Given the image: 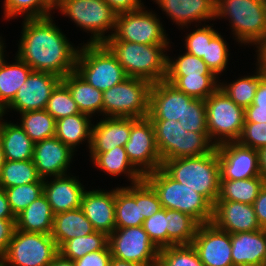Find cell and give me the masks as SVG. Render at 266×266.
<instances>
[{
  "label": "cell",
  "instance_id": "6da1fadb",
  "mask_svg": "<svg viewBox=\"0 0 266 266\" xmlns=\"http://www.w3.org/2000/svg\"><path fill=\"white\" fill-rule=\"evenodd\" d=\"M53 19V15L23 19L15 55L33 71L63 78L75 71L80 45L75 46Z\"/></svg>",
  "mask_w": 266,
  "mask_h": 266
},
{
  "label": "cell",
  "instance_id": "7a4b0ae2",
  "mask_svg": "<svg viewBox=\"0 0 266 266\" xmlns=\"http://www.w3.org/2000/svg\"><path fill=\"white\" fill-rule=\"evenodd\" d=\"M104 44L115 55L128 77L156 83L166 78L167 52L170 45H146L116 40L113 36Z\"/></svg>",
  "mask_w": 266,
  "mask_h": 266
},
{
  "label": "cell",
  "instance_id": "3957f363",
  "mask_svg": "<svg viewBox=\"0 0 266 266\" xmlns=\"http://www.w3.org/2000/svg\"><path fill=\"white\" fill-rule=\"evenodd\" d=\"M161 168L174 180L204 196L212 205L219 195L220 165L216 148L205 155L162 161Z\"/></svg>",
  "mask_w": 266,
  "mask_h": 266
},
{
  "label": "cell",
  "instance_id": "277c9868",
  "mask_svg": "<svg viewBox=\"0 0 266 266\" xmlns=\"http://www.w3.org/2000/svg\"><path fill=\"white\" fill-rule=\"evenodd\" d=\"M229 20L234 41L240 46L266 40V6L260 0H216L215 20Z\"/></svg>",
  "mask_w": 266,
  "mask_h": 266
},
{
  "label": "cell",
  "instance_id": "5b68a950",
  "mask_svg": "<svg viewBox=\"0 0 266 266\" xmlns=\"http://www.w3.org/2000/svg\"><path fill=\"white\" fill-rule=\"evenodd\" d=\"M143 179L157 193L162 208L188 214L199 224L212 221L213 205L190 187L172 179L161 167Z\"/></svg>",
  "mask_w": 266,
  "mask_h": 266
},
{
  "label": "cell",
  "instance_id": "8992f818",
  "mask_svg": "<svg viewBox=\"0 0 266 266\" xmlns=\"http://www.w3.org/2000/svg\"><path fill=\"white\" fill-rule=\"evenodd\" d=\"M57 9L76 27L91 33L86 44L104 43L114 33L117 14L105 0H61Z\"/></svg>",
  "mask_w": 266,
  "mask_h": 266
},
{
  "label": "cell",
  "instance_id": "52a82bcc",
  "mask_svg": "<svg viewBox=\"0 0 266 266\" xmlns=\"http://www.w3.org/2000/svg\"><path fill=\"white\" fill-rule=\"evenodd\" d=\"M75 72L94 88L104 92L128 78L115 55L104 44L81 43Z\"/></svg>",
  "mask_w": 266,
  "mask_h": 266
},
{
  "label": "cell",
  "instance_id": "ba28073f",
  "mask_svg": "<svg viewBox=\"0 0 266 266\" xmlns=\"http://www.w3.org/2000/svg\"><path fill=\"white\" fill-rule=\"evenodd\" d=\"M151 121L162 161L201 156L212 152L216 148L208 133L185 131L180 122L175 120Z\"/></svg>",
  "mask_w": 266,
  "mask_h": 266
},
{
  "label": "cell",
  "instance_id": "9c48e42d",
  "mask_svg": "<svg viewBox=\"0 0 266 266\" xmlns=\"http://www.w3.org/2000/svg\"><path fill=\"white\" fill-rule=\"evenodd\" d=\"M151 86L148 80L128 77L104 91L102 117H148Z\"/></svg>",
  "mask_w": 266,
  "mask_h": 266
},
{
  "label": "cell",
  "instance_id": "30bf717a",
  "mask_svg": "<svg viewBox=\"0 0 266 266\" xmlns=\"http://www.w3.org/2000/svg\"><path fill=\"white\" fill-rule=\"evenodd\" d=\"M204 101L210 140L215 145L237 141L245 123V109L231 100L220 88Z\"/></svg>",
  "mask_w": 266,
  "mask_h": 266
},
{
  "label": "cell",
  "instance_id": "8fae6325",
  "mask_svg": "<svg viewBox=\"0 0 266 266\" xmlns=\"http://www.w3.org/2000/svg\"><path fill=\"white\" fill-rule=\"evenodd\" d=\"M146 7L118 14L112 36L116 40L146 45H170L172 42L159 15Z\"/></svg>",
  "mask_w": 266,
  "mask_h": 266
},
{
  "label": "cell",
  "instance_id": "7c38bea8",
  "mask_svg": "<svg viewBox=\"0 0 266 266\" xmlns=\"http://www.w3.org/2000/svg\"><path fill=\"white\" fill-rule=\"evenodd\" d=\"M58 253L51 234L15 229L6 253L0 260L6 266H47Z\"/></svg>",
  "mask_w": 266,
  "mask_h": 266
},
{
  "label": "cell",
  "instance_id": "4fadbf2b",
  "mask_svg": "<svg viewBox=\"0 0 266 266\" xmlns=\"http://www.w3.org/2000/svg\"><path fill=\"white\" fill-rule=\"evenodd\" d=\"M112 257L142 266H157L159 249L142 226L116 228L108 236Z\"/></svg>",
  "mask_w": 266,
  "mask_h": 266
},
{
  "label": "cell",
  "instance_id": "5bb4252c",
  "mask_svg": "<svg viewBox=\"0 0 266 266\" xmlns=\"http://www.w3.org/2000/svg\"><path fill=\"white\" fill-rule=\"evenodd\" d=\"M124 147L131 164L143 176L162 166L153 123L148 117L138 119L132 125L129 140Z\"/></svg>",
  "mask_w": 266,
  "mask_h": 266
},
{
  "label": "cell",
  "instance_id": "9a60e30c",
  "mask_svg": "<svg viewBox=\"0 0 266 266\" xmlns=\"http://www.w3.org/2000/svg\"><path fill=\"white\" fill-rule=\"evenodd\" d=\"M220 180H242L260 176L258 150L238 141L216 145Z\"/></svg>",
  "mask_w": 266,
  "mask_h": 266
},
{
  "label": "cell",
  "instance_id": "2e32d148",
  "mask_svg": "<svg viewBox=\"0 0 266 266\" xmlns=\"http://www.w3.org/2000/svg\"><path fill=\"white\" fill-rule=\"evenodd\" d=\"M61 80L52 73L32 70L14 99L5 107V113L10 110L20 114L45 109L51 93Z\"/></svg>",
  "mask_w": 266,
  "mask_h": 266
},
{
  "label": "cell",
  "instance_id": "e0dca14e",
  "mask_svg": "<svg viewBox=\"0 0 266 266\" xmlns=\"http://www.w3.org/2000/svg\"><path fill=\"white\" fill-rule=\"evenodd\" d=\"M191 245L204 266H233L231 234L212 222L199 225Z\"/></svg>",
  "mask_w": 266,
  "mask_h": 266
},
{
  "label": "cell",
  "instance_id": "ac0fdd59",
  "mask_svg": "<svg viewBox=\"0 0 266 266\" xmlns=\"http://www.w3.org/2000/svg\"><path fill=\"white\" fill-rule=\"evenodd\" d=\"M75 153L55 136L36 142L33 162L38 175L46 179L69 174Z\"/></svg>",
  "mask_w": 266,
  "mask_h": 266
},
{
  "label": "cell",
  "instance_id": "d6986e66",
  "mask_svg": "<svg viewBox=\"0 0 266 266\" xmlns=\"http://www.w3.org/2000/svg\"><path fill=\"white\" fill-rule=\"evenodd\" d=\"M173 24L183 30L216 18V0H152ZM208 20V21H207ZM203 22V23H201ZM198 23V24H197ZM200 23V24H199Z\"/></svg>",
  "mask_w": 266,
  "mask_h": 266
},
{
  "label": "cell",
  "instance_id": "ffe728a7",
  "mask_svg": "<svg viewBox=\"0 0 266 266\" xmlns=\"http://www.w3.org/2000/svg\"><path fill=\"white\" fill-rule=\"evenodd\" d=\"M192 99L166 80L152 83L148 118L179 121Z\"/></svg>",
  "mask_w": 266,
  "mask_h": 266
},
{
  "label": "cell",
  "instance_id": "44dd1931",
  "mask_svg": "<svg viewBox=\"0 0 266 266\" xmlns=\"http://www.w3.org/2000/svg\"><path fill=\"white\" fill-rule=\"evenodd\" d=\"M83 213L91 222L97 232L109 236L115 229V188L104 190V188L84 191L81 206Z\"/></svg>",
  "mask_w": 266,
  "mask_h": 266
},
{
  "label": "cell",
  "instance_id": "7402d4cb",
  "mask_svg": "<svg viewBox=\"0 0 266 266\" xmlns=\"http://www.w3.org/2000/svg\"><path fill=\"white\" fill-rule=\"evenodd\" d=\"M211 222L230 234L262 229L253 205L235 201H215Z\"/></svg>",
  "mask_w": 266,
  "mask_h": 266
},
{
  "label": "cell",
  "instance_id": "603a6c76",
  "mask_svg": "<svg viewBox=\"0 0 266 266\" xmlns=\"http://www.w3.org/2000/svg\"><path fill=\"white\" fill-rule=\"evenodd\" d=\"M85 190L79 177L71 173L44 179V195L54 214L80 208Z\"/></svg>",
  "mask_w": 266,
  "mask_h": 266
},
{
  "label": "cell",
  "instance_id": "cb8c5ba5",
  "mask_svg": "<svg viewBox=\"0 0 266 266\" xmlns=\"http://www.w3.org/2000/svg\"><path fill=\"white\" fill-rule=\"evenodd\" d=\"M137 120V118L120 117L99 118L96 124L93 122L88 152H107L117 146L124 147L129 140L131 127Z\"/></svg>",
  "mask_w": 266,
  "mask_h": 266
},
{
  "label": "cell",
  "instance_id": "d4e9b609",
  "mask_svg": "<svg viewBox=\"0 0 266 266\" xmlns=\"http://www.w3.org/2000/svg\"><path fill=\"white\" fill-rule=\"evenodd\" d=\"M233 266H265L266 229L231 234Z\"/></svg>",
  "mask_w": 266,
  "mask_h": 266
},
{
  "label": "cell",
  "instance_id": "484cf974",
  "mask_svg": "<svg viewBox=\"0 0 266 266\" xmlns=\"http://www.w3.org/2000/svg\"><path fill=\"white\" fill-rule=\"evenodd\" d=\"M144 220L140 210V182L115 187L116 228L142 226Z\"/></svg>",
  "mask_w": 266,
  "mask_h": 266
},
{
  "label": "cell",
  "instance_id": "4316f807",
  "mask_svg": "<svg viewBox=\"0 0 266 266\" xmlns=\"http://www.w3.org/2000/svg\"><path fill=\"white\" fill-rule=\"evenodd\" d=\"M90 160L94 166L109 176L128 177L129 185L136 184L143 180L144 176L131 164L125 147H119L107 152H89Z\"/></svg>",
  "mask_w": 266,
  "mask_h": 266
},
{
  "label": "cell",
  "instance_id": "83f0119b",
  "mask_svg": "<svg viewBox=\"0 0 266 266\" xmlns=\"http://www.w3.org/2000/svg\"><path fill=\"white\" fill-rule=\"evenodd\" d=\"M16 122L4 119L0 125V143L9 161L33 160L35 143Z\"/></svg>",
  "mask_w": 266,
  "mask_h": 266
},
{
  "label": "cell",
  "instance_id": "f1b7e54d",
  "mask_svg": "<svg viewBox=\"0 0 266 266\" xmlns=\"http://www.w3.org/2000/svg\"><path fill=\"white\" fill-rule=\"evenodd\" d=\"M61 82L68 88L80 113L90 117L102 116L103 92L87 83L75 71L68 73Z\"/></svg>",
  "mask_w": 266,
  "mask_h": 266
},
{
  "label": "cell",
  "instance_id": "f546056e",
  "mask_svg": "<svg viewBox=\"0 0 266 266\" xmlns=\"http://www.w3.org/2000/svg\"><path fill=\"white\" fill-rule=\"evenodd\" d=\"M93 119L95 118L79 113L56 120L55 137L74 152L84 142H87L86 146L90 149Z\"/></svg>",
  "mask_w": 266,
  "mask_h": 266
},
{
  "label": "cell",
  "instance_id": "4dcf8cb0",
  "mask_svg": "<svg viewBox=\"0 0 266 266\" xmlns=\"http://www.w3.org/2000/svg\"><path fill=\"white\" fill-rule=\"evenodd\" d=\"M54 215L43 194L16 216V229L24 232L51 234Z\"/></svg>",
  "mask_w": 266,
  "mask_h": 266
},
{
  "label": "cell",
  "instance_id": "1f68e13d",
  "mask_svg": "<svg viewBox=\"0 0 266 266\" xmlns=\"http://www.w3.org/2000/svg\"><path fill=\"white\" fill-rule=\"evenodd\" d=\"M95 230L81 208L54 215L51 237L57 248L64 242L79 236H86Z\"/></svg>",
  "mask_w": 266,
  "mask_h": 266
},
{
  "label": "cell",
  "instance_id": "d6a6232c",
  "mask_svg": "<svg viewBox=\"0 0 266 266\" xmlns=\"http://www.w3.org/2000/svg\"><path fill=\"white\" fill-rule=\"evenodd\" d=\"M14 57L12 64L5 59L0 67V104L4 108L14 99L32 72V69L17 55Z\"/></svg>",
  "mask_w": 266,
  "mask_h": 266
},
{
  "label": "cell",
  "instance_id": "836d02e7",
  "mask_svg": "<svg viewBox=\"0 0 266 266\" xmlns=\"http://www.w3.org/2000/svg\"><path fill=\"white\" fill-rule=\"evenodd\" d=\"M199 225L188 214L166 209L167 247L191 245Z\"/></svg>",
  "mask_w": 266,
  "mask_h": 266
},
{
  "label": "cell",
  "instance_id": "e575fe53",
  "mask_svg": "<svg viewBox=\"0 0 266 266\" xmlns=\"http://www.w3.org/2000/svg\"><path fill=\"white\" fill-rule=\"evenodd\" d=\"M265 183L260 176L242 180H220L216 201H235L253 205Z\"/></svg>",
  "mask_w": 266,
  "mask_h": 266
},
{
  "label": "cell",
  "instance_id": "d590c367",
  "mask_svg": "<svg viewBox=\"0 0 266 266\" xmlns=\"http://www.w3.org/2000/svg\"><path fill=\"white\" fill-rule=\"evenodd\" d=\"M254 71L253 74L248 73V75L238 77V79L236 78L230 83L229 81H222L223 79L219 80V88L244 109L253 103L257 87L263 79L257 67Z\"/></svg>",
  "mask_w": 266,
  "mask_h": 266
},
{
  "label": "cell",
  "instance_id": "8d00e7d4",
  "mask_svg": "<svg viewBox=\"0 0 266 266\" xmlns=\"http://www.w3.org/2000/svg\"><path fill=\"white\" fill-rule=\"evenodd\" d=\"M165 80L188 96L205 100L219 88L220 79L216 75H166Z\"/></svg>",
  "mask_w": 266,
  "mask_h": 266
},
{
  "label": "cell",
  "instance_id": "74e56055",
  "mask_svg": "<svg viewBox=\"0 0 266 266\" xmlns=\"http://www.w3.org/2000/svg\"><path fill=\"white\" fill-rule=\"evenodd\" d=\"M55 7L54 0H4L3 19L43 18L52 15Z\"/></svg>",
  "mask_w": 266,
  "mask_h": 266
},
{
  "label": "cell",
  "instance_id": "f35d334b",
  "mask_svg": "<svg viewBox=\"0 0 266 266\" xmlns=\"http://www.w3.org/2000/svg\"><path fill=\"white\" fill-rule=\"evenodd\" d=\"M19 115V125L34 143L55 136L56 120L45 109Z\"/></svg>",
  "mask_w": 266,
  "mask_h": 266
},
{
  "label": "cell",
  "instance_id": "ab89813d",
  "mask_svg": "<svg viewBox=\"0 0 266 266\" xmlns=\"http://www.w3.org/2000/svg\"><path fill=\"white\" fill-rule=\"evenodd\" d=\"M40 179L33 160H6L0 171V188L36 183Z\"/></svg>",
  "mask_w": 266,
  "mask_h": 266
},
{
  "label": "cell",
  "instance_id": "60d3db41",
  "mask_svg": "<svg viewBox=\"0 0 266 266\" xmlns=\"http://www.w3.org/2000/svg\"><path fill=\"white\" fill-rule=\"evenodd\" d=\"M108 246V236L102 232L94 231L86 236L74 237L64 242L58 248V252L75 261L88 253L106 249Z\"/></svg>",
  "mask_w": 266,
  "mask_h": 266
},
{
  "label": "cell",
  "instance_id": "b9f144b4",
  "mask_svg": "<svg viewBox=\"0 0 266 266\" xmlns=\"http://www.w3.org/2000/svg\"><path fill=\"white\" fill-rule=\"evenodd\" d=\"M167 54V72L166 75H215L206 65L203 59L191 55L186 51L178 57H173Z\"/></svg>",
  "mask_w": 266,
  "mask_h": 266
},
{
  "label": "cell",
  "instance_id": "7bdbcfd3",
  "mask_svg": "<svg viewBox=\"0 0 266 266\" xmlns=\"http://www.w3.org/2000/svg\"><path fill=\"white\" fill-rule=\"evenodd\" d=\"M8 198L9 206L16 217L34 200L44 194V179L36 183L25 184L4 189Z\"/></svg>",
  "mask_w": 266,
  "mask_h": 266
},
{
  "label": "cell",
  "instance_id": "ee69618b",
  "mask_svg": "<svg viewBox=\"0 0 266 266\" xmlns=\"http://www.w3.org/2000/svg\"><path fill=\"white\" fill-rule=\"evenodd\" d=\"M223 36L218 32L210 42H207L206 57L201 58L218 78L227 71L231 59L229 44Z\"/></svg>",
  "mask_w": 266,
  "mask_h": 266
},
{
  "label": "cell",
  "instance_id": "f6af8a7d",
  "mask_svg": "<svg viewBox=\"0 0 266 266\" xmlns=\"http://www.w3.org/2000/svg\"><path fill=\"white\" fill-rule=\"evenodd\" d=\"M157 266H204L192 245H177L159 250Z\"/></svg>",
  "mask_w": 266,
  "mask_h": 266
},
{
  "label": "cell",
  "instance_id": "bcb514c9",
  "mask_svg": "<svg viewBox=\"0 0 266 266\" xmlns=\"http://www.w3.org/2000/svg\"><path fill=\"white\" fill-rule=\"evenodd\" d=\"M45 110L55 120L80 113L68 88L62 82H60L51 93Z\"/></svg>",
  "mask_w": 266,
  "mask_h": 266
},
{
  "label": "cell",
  "instance_id": "7dc6e473",
  "mask_svg": "<svg viewBox=\"0 0 266 266\" xmlns=\"http://www.w3.org/2000/svg\"><path fill=\"white\" fill-rule=\"evenodd\" d=\"M214 24L196 25V29L187 33L184 37L185 50L187 53L199 58L206 57L207 42L219 32L213 28ZM202 26V27H201Z\"/></svg>",
  "mask_w": 266,
  "mask_h": 266
},
{
  "label": "cell",
  "instance_id": "c3c4849f",
  "mask_svg": "<svg viewBox=\"0 0 266 266\" xmlns=\"http://www.w3.org/2000/svg\"><path fill=\"white\" fill-rule=\"evenodd\" d=\"M179 122L185 131L208 133L205 101L193 98Z\"/></svg>",
  "mask_w": 266,
  "mask_h": 266
},
{
  "label": "cell",
  "instance_id": "681fc988",
  "mask_svg": "<svg viewBox=\"0 0 266 266\" xmlns=\"http://www.w3.org/2000/svg\"><path fill=\"white\" fill-rule=\"evenodd\" d=\"M154 245L160 250L167 247L166 209L161 208L142 225Z\"/></svg>",
  "mask_w": 266,
  "mask_h": 266
},
{
  "label": "cell",
  "instance_id": "f907efd6",
  "mask_svg": "<svg viewBox=\"0 0 266 266\" xmlns=\"http://www.w3.org/2000/svg\"><path fill=\"white\" fill-rule=\"evenodd\" d=\"M237 141L255 150L266 146V123L245 122Z\"/></svg>",
  "mask_w": 266,
  "mask_h": 266
},
{
  "label": "cell",
  "instance_id": "816d5d0a",
  "mask_svg": "<svg viewBox=\"0 0 266 266\" xmlns=\"http://www.w3.org/2000/svg\"><path fill=\"white\" fill-rule=\"evenodd\" d=\"M245 122L266 123V79L257 87L253 103L245 108Z\"/></svg>",
  "mask_w": 266,
  "mask_h": 266
},
{
  "label": "cell",
  "instance_id": "f5cc1de1",
  "mask_svg": "<svg viewBox=\"0 0 266 266\" xmlns=\"http://www.w3.org/2000/svg\"><path fill=\"white\" fill-rule=\"evenodd\" d=\"M161 208L157 193L144 179L140 181V210L144 218L151 217Z\"/></svg>",
  "mask_w": 266,
  "mask_h": 266
},
{
  "label": "cell",
  "instance_id": "db71d44e",
  "mask_svg": "<svg viewBox=\"0 0 266 266\" xmlns=\"http://www.w3.org/2000/svg\"><path fill=\"white\" fill-rule=\"evenodd\" d=\"M111 256V250L108 246L106 249L88 253L75 260L74 263L75 266H108Z\"/></svg>",
  "mask_w": 266,
  "mask_h": 266
},
{
  "label": "cell",
  "instance_id": "11a10c76",
  "mask_svg": "<svg viewBox=\"0 0 266 266\" xmlns=\"http://www.w3.org/2000/svg\"><path fill=\"white\" fill-rule=\"evenodd\" d=\"M16 219H0V258L6 253L16 229Z\"/></svg>",
  "mask_w": 266,
  "mask_h": 266
},
{
  "label": "cell",
  "instance_id": "9f6ffc18",
  "mask_svg": "<svg viewBox=\"0 0 266 266\" xmlns=\"http://www.w3.org/2000/svg\"><path fill=\"white\" fill-rule=\"evenodd\" d=\"M113 11L118 15L131 12L144 7L142 0H105Z\"/></svg>",
  "mask_w": 266,
  "mask_h": 266
},
{
  "label": "cell",
  "instance_id": "6f0895ef",
  "mask_svg": "<svg viewBox=\"0 0 266 266\" xmlns=\"http://www.w3.org/2000/svg\"><path fill=\"white\" fill-rule=\"evenodd\" d=\"M253 207L260 227L266 229V183L258 193V196L253 203Z\"/></svg>",
  "mask_w": 266,
  "mask_h": 266
},
{
  "label": "cell",
  "instance_id": "680465c9",
  "mask_svg": "<svg viewBox=\"0 0 266 266\" xmlns=\"http://www.w3.org/2000/svg\"><path fill=\"white\" fill-rule=\"evenodd\" d=\"M255 47V54H257L254 58L256 59L255 67L260 70L263 78L266 79V40L258 43Z\"/></svg>",
  "mask_w": 266,
  "mask_h": 266
},
{
  "label": "cell",
  "instance_id": "91938a15",
  "mask_svg": "<svg viewBox=\"0 0 266 266\" xmlns=\"http://www.w3.org/2000/svg\"><path fill=\"white\" fill-rule=\"evenodd\" d=\"M0 219H16L12 213L6 192L0 188Z\"/></svg>",
  "mask_w": 266,
  "mask_h": 266
},
{
  "label": "cell",
  "instance_id": "94428289",
  "mask_svg": "<svg viewBox=\"0 0 266 266\" xmlns=\"http://www.w3.org/2000/svg\"><path fill=\"white\" fill-rule=\"evenodd\" d=\"M260 177L266 182V146L258 150Z\"/></svg>",
  "mask_w": 266,
  "mask_h": 266
},
{
  "label": "cell",
  "instance_id": "6125c7cd",
  "mask_svg": "<svg viewBox=\"0 0 266 266\" xmlns=\"http://www.w3.org/2000/svg\"><path fill=\"white\" fill-rule=\"evenodd\" d=\"M47 266H75V263L58 252Z\"/></svg>",
  "mask_w": 266,
  "mask_h": 266
},
{
  "label": "cell",
  "instance_id": "be15d7a7",
  "mask_svg": "<svg viewBox=\"0 0 266 266\" xmlns=\"http://www.w3.org/2000/svg\"><path fill=\"white\" fill-rule=\"evenodd\" d=\"M108 266H142V265L130 261L121 260L111 256Z\"/></svg>",
  "mask_w": 266,
  "mask_h": 266
},
{
  "label": "cell",
  "instance_id": "e7e4bbea",
  "mask_svg": "<svg viewBox=\"0 0 266 266\" xmlns=\"http://www.w3.org/2000/svg\"><path fill=\"white\" fill-rule=\"evenodd\" d=\"M4 42L5 41L3 40V37L0 36V67H1L2 63L5 61V59H7V56H9L5 53V51H6L5 49H6L7 45H4V44H6Z\"/></svg>",
  "mask_w": 266,
  "mask_h": 266
},
{
  "label": "cell",
  "instance_id": "03108f58",
  "mask_svg": "<svg viewBox=\"0 0 266 266\" xmlns=\"http://www.w3.org/2000/svg\"><path fill=\"white\" fill-rule=\"evenodd\" d=\"M5 155H4V152H3V149H2V145L0 143V171H1V168L3 167V165L5 164Z\"/></svg>",
  "mask_w": 266,
  "mask_h": 266
},
{
  "label": "cell",
  "instance_id": "003e7915",
  "mask_svg": "<svg viewBox=\"0 0 266 266\" xmlns=\"http://www.w3.org/2000/svg\"><path fill=\"white\" fill-rule=\"evenodd\" d=\"M5 108L0 104V125L2 124L3 122V119H4V115H5Z\"/></svg>",
  "mask_w": 266,
  "mask_h": 266
},
{
  "label": "cell",
  "instance_id": "a7ac6f4b",
  "mask_svg": "<svg viewBox=\"0 0 266 266\" xmlns=\"http://www.w3.org/2000/svg\"><path fill=\"white\" fill-rule=\"evenodd\" d=\"M61 0H54L55 6L60 2Z\"/></svg>",
  "mask_w": 266,
  "mask_h": 266
},
{
  "label": "cell",
  "instance_id": "89a4df30",
  "mask_svg": "<svg viewBox=\"0 0 266 266\" xmlns=\"http://www.w3.org/2000/svg\"><path fill=\"white\" fill-rule=\"evenodd\" d=\"M0 266H6V265L0 260Z\"/></svg>",
  "mask_w": 266,
  "mask_h": 266
}]
</instances>
